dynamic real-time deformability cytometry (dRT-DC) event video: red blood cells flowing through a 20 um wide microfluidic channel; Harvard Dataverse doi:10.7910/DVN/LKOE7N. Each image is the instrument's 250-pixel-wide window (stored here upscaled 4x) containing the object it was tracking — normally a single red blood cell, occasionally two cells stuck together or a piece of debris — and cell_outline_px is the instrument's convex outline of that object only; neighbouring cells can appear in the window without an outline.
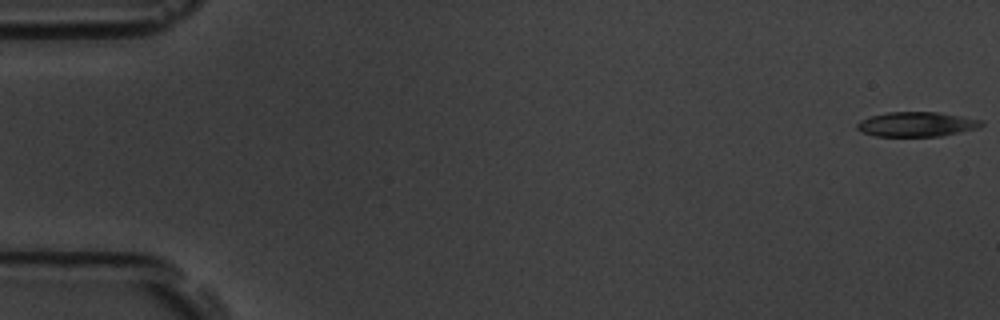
{"species": "common noctule bat (a hibernating species)", "species_latin": "Nyctalus noctula", "temperature_condition": "room temperature", "stored_images_in_passage": 58, "camera_frame_rate_fps": 3000, "um_per_image_px": 0.085, "animal": {"sex": "male", "body_mass_g": 19.5, "forearm_length_mm": 54.6}, "frame": {"image": 1, "passage_image": 1, "time_ms": 0.0, "image_size_px": [1000, 320], "cell_outline_px": [[984, 124], [980, 128], [940, 136], [876, 136], [864, 132], [856, 128], [856, 124], [860, 120], [872, 116], [888, 112], [940, 112], [984, 120]], "centroid_in_image_um": [77.97, 10.56], "position_along_channel_um": 7.0, "area_um2": 17.92}}
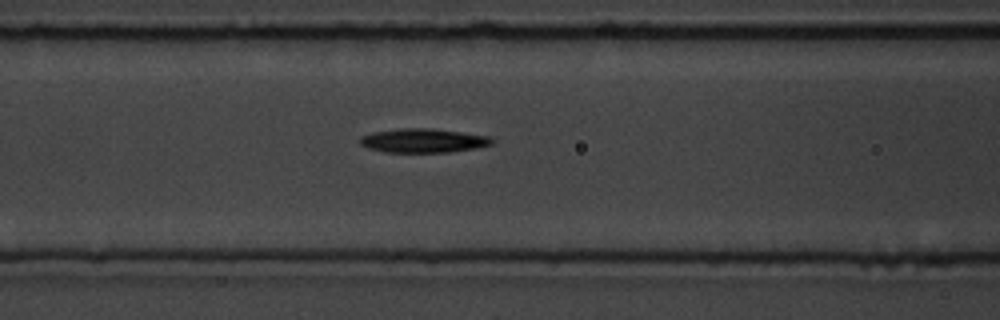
{"frame": {"image": 2, "passage_image": 24, "time_ms": 7.667, "image_size_px": [1000, 320], "cell_outline_px": [[496, 140], [492, 144], [476, 148], [448, 152], [384, 152], [368, 148], [360, 144], [360, 136], [372, 132], [400, 128], [428, 128], [460, 132], [488, 136]], "centroid_in_image_um": [35.95, 11.95], "position_along_channel_um": 130.6, "area_um2": 18.44}}
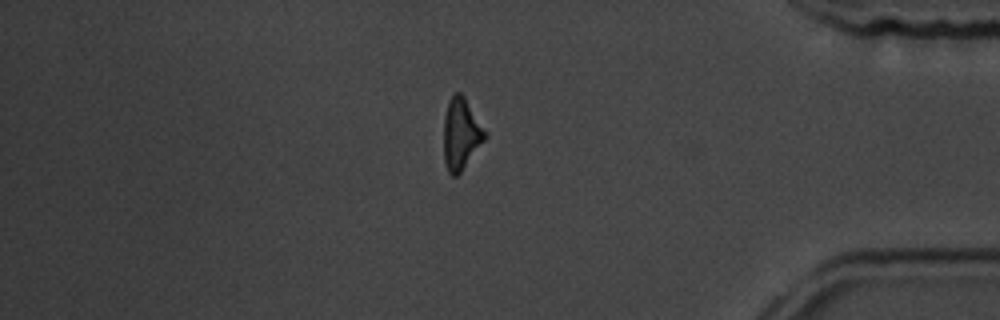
{"frame": {"image": 3, "passage_image": 49, "time_ms": 16.0, "image_size_px": [1000, 320], "cell_outline_px": [[488, 136], [460, 172], [456, 176], [452, 176], [448, 172], [444, 160], [444, 116], [448, 100], [456, 92], [460, 92], [464, 96], [488, 132]], "centroid_in_image_um": [39.2, 11.36], "position_along_channel_um": 396.0, "area_um2": 17.28}, "authors_computed_cell_mechanics": {"area_um2": 18.0625, "velocity_mm_per_s": 3.5581, "shape_relaxation_time_tau1_ms": 2.6863, "shape_relaxation_time_tau2_ms": null, "deformation_change_tau1": 0.1354, "deformation_change_tau2": null}}